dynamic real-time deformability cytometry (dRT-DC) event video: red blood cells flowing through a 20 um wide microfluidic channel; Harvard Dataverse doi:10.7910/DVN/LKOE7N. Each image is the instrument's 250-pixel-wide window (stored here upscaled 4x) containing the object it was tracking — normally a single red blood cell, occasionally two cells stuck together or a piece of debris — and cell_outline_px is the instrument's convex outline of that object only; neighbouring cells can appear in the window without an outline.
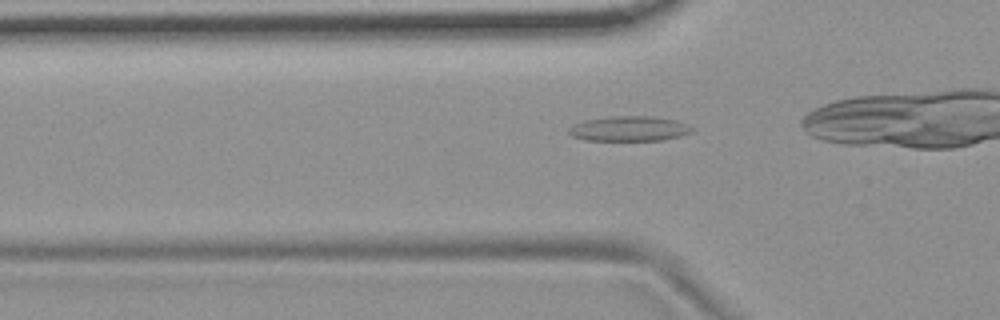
{"species": "common noctule bat (a hibernating species)", "species_latin": "Nyctalus noctula", "temperature_condition": "room temperature", "stored_images_in_passage": 36, "camera_frame_rate_fps": 3000, "um_per_image_px": 0.085, "animal": {"sex": "female", "body_mass_g": 19.9}, "frame": {"image": 1, "passage_image": 11, "time_ms": 3.333, "image_size_px": [1000, 320], "cell_outline_px": [[696, 128], [692, 132], [680, 136], [664, 140], [584, 140], [572, 136], [568, 132], [568, 128], [584, 120], [608, 116], [652, 116], [676, 120], [688, 124]], "centroid_in_image_um": [53.52, 10.93], "position_along_channel_um": 72.3, "area_um2": 18.09}}